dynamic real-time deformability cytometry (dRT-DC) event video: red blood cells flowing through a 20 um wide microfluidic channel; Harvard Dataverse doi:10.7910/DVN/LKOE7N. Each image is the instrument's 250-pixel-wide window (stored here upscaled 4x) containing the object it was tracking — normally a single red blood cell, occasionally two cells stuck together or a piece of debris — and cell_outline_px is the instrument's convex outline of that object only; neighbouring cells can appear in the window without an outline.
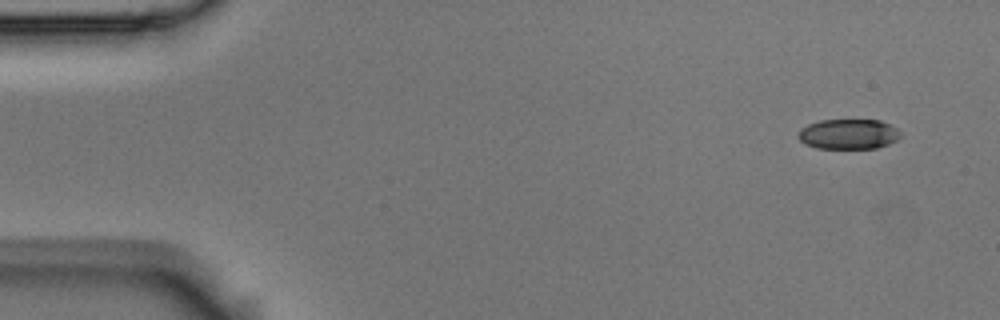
{"species": "Egyptian fruit bat (a non-hibernating species)", "species_latin": "Rousettus aegyptiacus", "temperature_condition": "room temperature", "stored_images_in_passage": 7, "camera_frame_rate_fps": 3000, "um_per_image_px": 0.085, "animal": {"sex": "male"}, "frame": {"image": 1, "passage_image": 1, "time_ms": 0.0, "image_size_px": [1000, 320], "cell_outline_px": [[900, 136], [896, 140], [888, 144], [876, 148], [816, 148], [804, 144], [796, 136], [800, 128], [808, 124], [820, 120], [880, 120], [896, 128], [900, 132]], "centroid_in_image_um": [72.07, 11.4], "position_along_channel_um": 12.9, "area_um2": 17.98}}
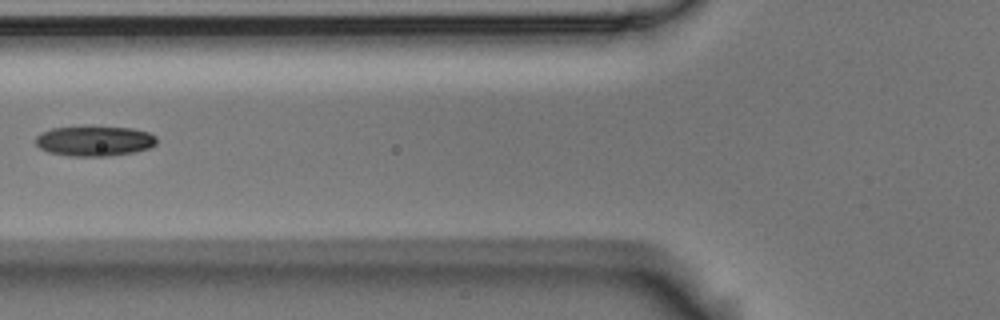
{"frame": {"image": 2, "passage_image": 6, "time_ms": 1.667, "image_size_px": [1000, 320], "cell_outline_px": [[156, 144], [148, 148], [136, 152], [108, 156], [68, 156], [48, 152], [40, 148], [36, 144], [36, 136], [52, 128], [132, 128], [148, 132], [156, 136]], "centroid_in_image_um": [8.05, 12.01], "position_along_channel_um": 117.8, "area_um2": 20.81}}
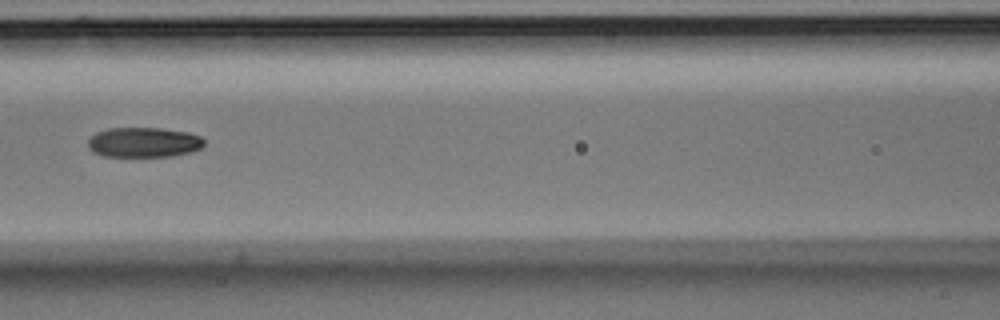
{"frame": {"image": 3, "passage_image": 7, "time_ms": 2.0, "image_size_px": [1000, 320], "cell_outline_px": [[204, 144], [200, 148], [192, 152], [172, 156], [104, 156], [92, 152], [88, 148], [88, 140], [96, 132], [108, 128], [160, 128], [188, 132], [200, 136], [204, 140]], "centroid_in_image_um": [12.21, 12.09], "position_along_channel_um": 154.4, "area_um2": 20.35}}